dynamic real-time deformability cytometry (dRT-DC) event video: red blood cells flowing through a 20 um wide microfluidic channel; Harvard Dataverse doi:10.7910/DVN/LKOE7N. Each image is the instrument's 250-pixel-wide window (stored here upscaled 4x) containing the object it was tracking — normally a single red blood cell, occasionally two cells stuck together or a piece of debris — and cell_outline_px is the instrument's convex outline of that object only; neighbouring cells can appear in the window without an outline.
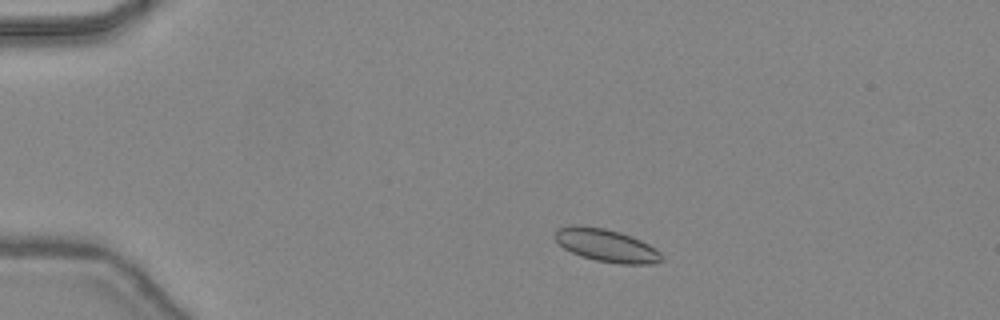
{"species": "common noctule bat (a hibernating species)", "species_latin": "Nyctalus noctula", "temperature_condition": "warm", "stored_images_in_passage": 43, "camera_frame_rate_fps": 3000, "um_per_image_px": 0.085, "animal": {"sex": "female", "body_mass_g": 24.6, "forearm_length_mm": 56.2}, "frame": {"image": 1, "passage_image": 6, "time_ms": 1.667, "image_size_px": [1000, 320], "cell_outline_px": [[664, 260], [652, 264], [620, 264], [596, 260], [580, 256], [564, 248], [552, 236], [556, 228], [572, 224], [580, 224], [604, 228], [620, 232], [632, 236], [656, 248], [664, 256]], "centroid_in_image_um": [51.52, 20.84], "position_along_channel_um": 33.5, "area_um2": 20.75}}
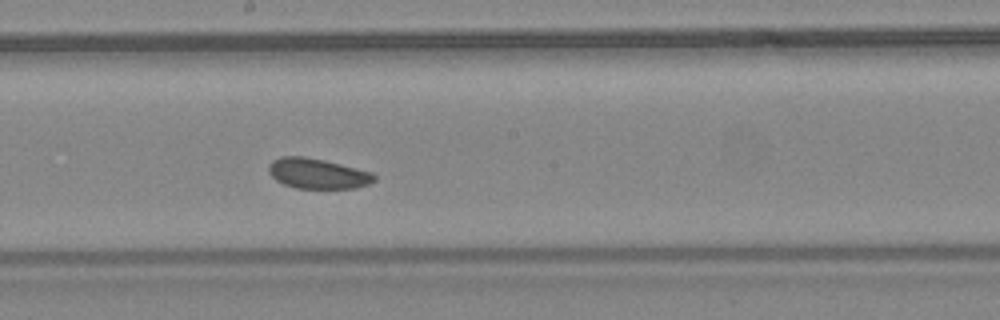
{"frame": {"image": 2, "passage_image": 23, "time_ms": 7.333, "image_size_px": [1000, 320], "cell_outline_px": [[376, 180], [368, 184], [356, 188], [296, 188], [284, 184], [276, 180], [268, 172], [268, 164], [272, 160], [280, 156], [304, 156], [324, 160], [372, 172], [376, 176]], "centroid_in_image_um": [26.97, 14.74], "position_along_channel_um": 221.2, "area_um2": 18.67}}
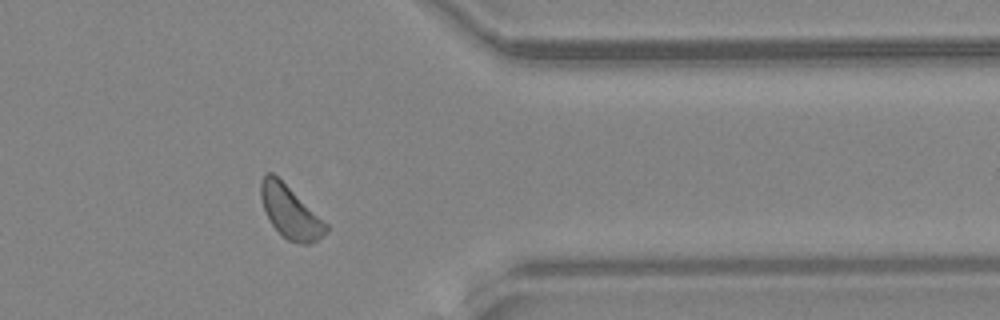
{"frame": {"image": 3, "passage_image": 35, "time_ms": 11.333, "image_size_px": [1000, 320], "cell_outline_px": [[328, 232], [316, 240], [308, 244], [300, 244], [288, 240], [272, 224], [264, 208], [260, 196], [260, 180], [264, 172], [272, 172], [328, 224]], "centroid_in_image_um": [24.66, 18.01], "position_along_channel_um": 386.7, "area_um2": 19.54}, "authors_computed_cell_mechanics": {"area_um2": 19.5942, "velocity_mm_per_s": 4.4167, "shape_relaxation_time_tau1_ms": null, "shape_relaxation_time_tau2_ms": 2.6309, "deformation_change_tau1": null, "deformation_change_tau2": 0.0637}}